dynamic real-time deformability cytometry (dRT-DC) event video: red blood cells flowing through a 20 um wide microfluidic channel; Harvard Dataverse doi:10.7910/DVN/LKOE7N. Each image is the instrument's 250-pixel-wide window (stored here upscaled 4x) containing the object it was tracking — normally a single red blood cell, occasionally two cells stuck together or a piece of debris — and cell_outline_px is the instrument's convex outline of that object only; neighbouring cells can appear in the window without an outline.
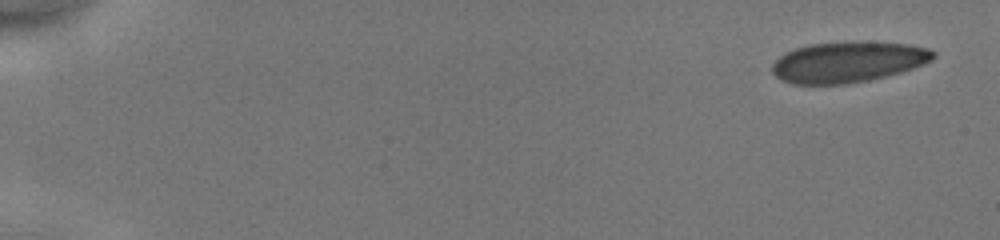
{"species": "human", "species_latin": "Homo sapiens", "temperature_condition": "cold", "stored_images_in_passage": 49, "camera_frame_rate_fps": 3000, "um_per_image_px": 0.085, "donor": {"sex": "male"}, "frame": {"image": 1, "passage_image": 1, "time_ms": 0.0, "image_size_px": [1000, 240], "cell_outline_px": [[936, 56], [932, 60], [924, 64], [900, 72], [868, 80], [844, 84], [792, 84], [780, 80], [772, 72], [772, 64], [784, 52], [808, 44], [852, 40], [908, 44], [928, 48], [936, 52]], "centroid_in_image_um": [72.06, 5.25], "position_along_channel_um": 12.9, "area_um2": 38.67}}
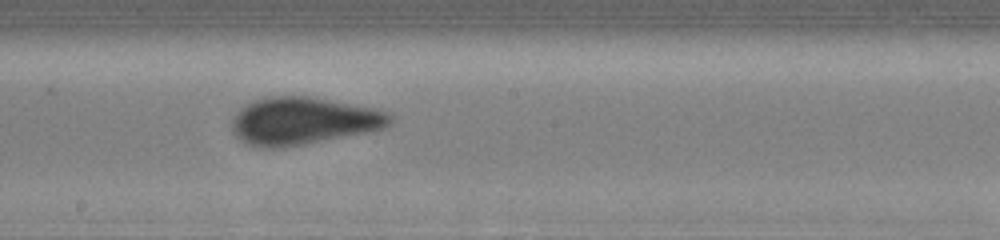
{"frame": {"image": 2, "passage_image": 28, "time_ms": 9.0, "image_size_px": [1000, 240], "cell_outline_px": [[396, 116], [392, 124], [388, 128], [368, 132], [284, 148], [260, 148], [248, 144], [240, 140], [232, 132], [232, 120], [236, 112], [244, 104], [252, 100], [268, 96], [308, 96], [376, 108], [392, 112]], "centroid_in_image_um": [25.82, 10.28], "position_along_channel_um": 222.4, "area_um2": 44.56}}
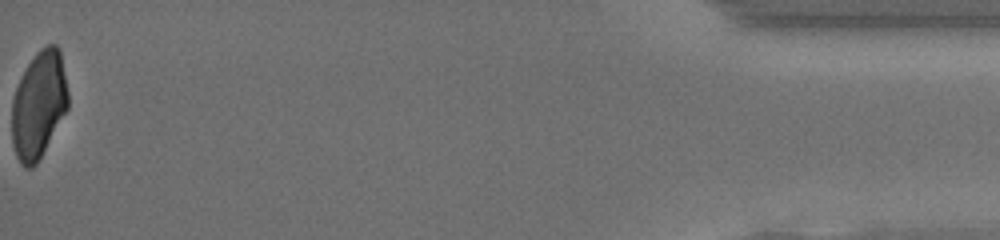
{"frame": {"image": 3, "passage_image": 49, "time_ms": 16.0, "image_size_px": [1000, 240], "cell_outline_px": [[68, 108], [40, 160], [32, 168], [24, 168], [20, 164], [16, 156], [12, 144], [12, 100], [16, 88], [28, 64], [36, 52], [40, 48], [48, 44], [56, 44], [60, 48], [68, 92]], "centroid_in_image_um": [3.3, 8.93], "position_along_channel_um": 431.9, "area_um2": 35.37}, "authors_computed_cell_mechanics": {"area_um2": 40.749, "velocity_mm_per_s": 4.1764, "shape_relaxation_time_tau1_ms": 5.1032, "shape_relaxation_time_tau2_ms": null, "deformation_change_tau1": 0.1155, "deformation_change_tau2": null}}